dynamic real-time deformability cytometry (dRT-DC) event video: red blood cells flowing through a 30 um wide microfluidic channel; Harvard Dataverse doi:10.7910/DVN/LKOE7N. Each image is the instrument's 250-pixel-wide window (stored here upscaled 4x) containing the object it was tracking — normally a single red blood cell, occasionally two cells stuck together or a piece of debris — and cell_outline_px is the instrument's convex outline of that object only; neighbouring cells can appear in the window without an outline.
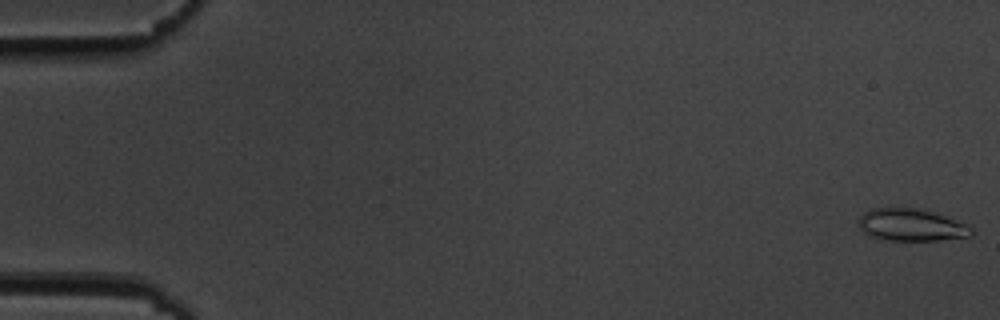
{"species": "common noctule bat (a hibernating species)", "species_latin": "Nyctalus noctula", "temperature_condition": "cold", "stored_images_in_passage": 56, "camera_frame_rate_fps": 3000, "um_per_image_px": 0.085, "animal": {"sex": "male", "body_mass_g": 19.5, "forearm_length_mm": 54.6}, "frame": {"image": 1, "passage_image": 1, "time_ms": 0.0, "image_size_px": [1000, 320], "cell_outline_px": [[972, 236], [936, 240], [888, 240], [872, 236], [864, 232], [860, 228], [860, 216], [868, 208], [900, 204], [932, 212], [944, 216], [964, 224], [972, 228]], "centroid_in_image_um": [77.38, 19.07], "position_along_channel_um": 7.6, "area_um2": 21.44}}
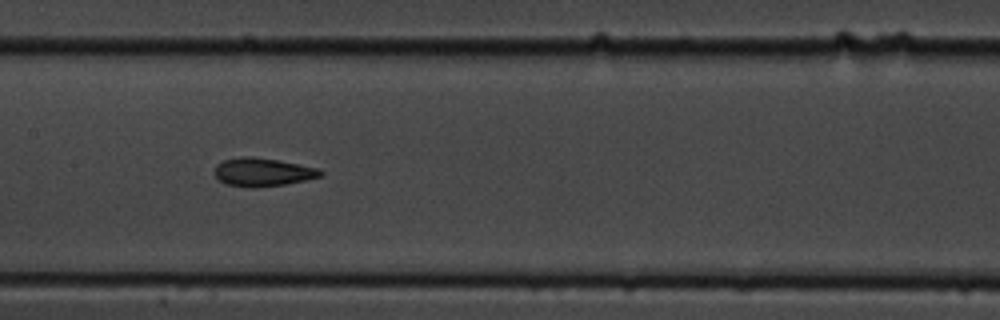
{"frame": {"image": 2, "passage_image": 28, "time_ms": 9.0, "image_size_px": [1000, 320], "cell_outline_px": [[324, 176], [284, 184], [256, 188], [248, 188], [224, 184], [212, 172], [216, 164], [224, 160], [244, 156], [252, 156], [280, 160], [320, 168], [324, 172]], "centroid_in_image_um": [22.33, 14.63], "position_along_channel_um": 185.1, "area_um2": 17.86}}
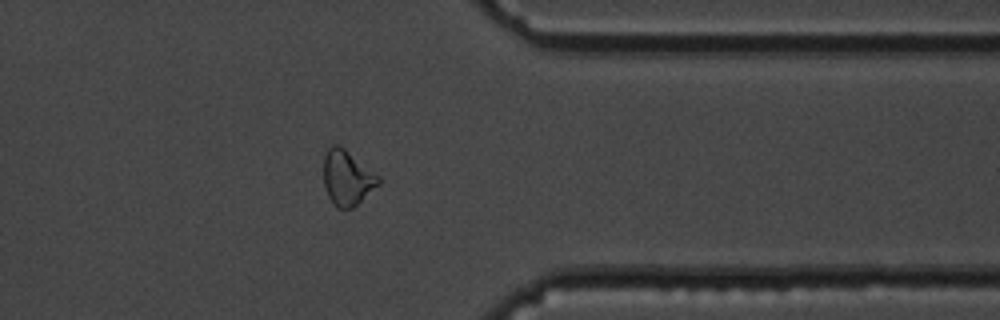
{"frame": {"image": 3, "passage_image": 45, "time_ms": 14.667, "image_size_px": [1000, 320], "cell_outline_px": [[380, 184], [352, 208], [336, 208], [332, 204], [324, 188], [324, 156], [328, 148], [332, 144], [340, 144], [380, 176]], "centroid_in_image_um": [29.5, 15.1], "position_along_channel_um": 381.9, "area_um2": 17.8}, "authors_computed_cell_mechanics": {"area_um2": 18.3226, "velocity_mm_per_s": 3.6117, "shape_relaxation_time_tau1_ms": 8.1248, "shape_relaxation_time_tau2_ms": 4.9385, "deformation_change_tau1": 0.165, "deformation_change_tau2": 0.1291}}